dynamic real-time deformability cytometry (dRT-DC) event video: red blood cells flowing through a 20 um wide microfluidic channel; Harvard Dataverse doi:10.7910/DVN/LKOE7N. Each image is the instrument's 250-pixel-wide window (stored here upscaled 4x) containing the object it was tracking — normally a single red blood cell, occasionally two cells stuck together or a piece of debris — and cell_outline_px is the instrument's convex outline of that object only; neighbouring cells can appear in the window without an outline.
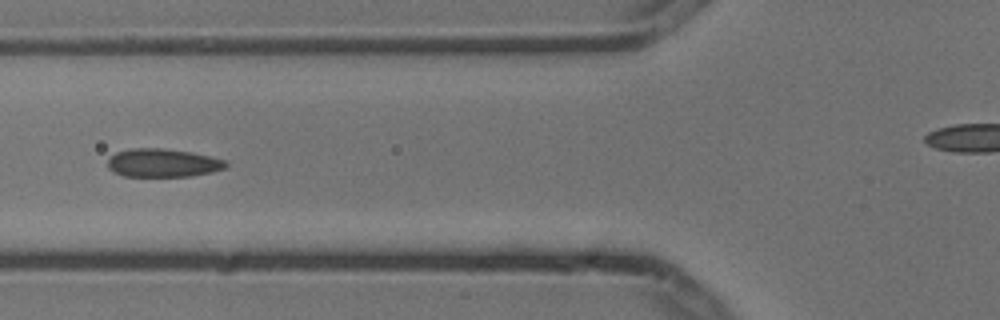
{"species": "common noctule bat (a hibernating species)", "species_latin": "Nyctalus noctula", "temperature_condition": "cold", "stored_images_in_passage": 4, "camera_frame_rate_fps": 3000, "um_per_image_px": 0.085, "animal": {"sex": "male", "body_mass_g": 13.3}, "frame": {"image": 1, "passage_image": 4, "time_ms": 1.0, "image_size_px": [1000, 320], "cell_outline_px": [[228, 164], [224, 168], [212, 172], [192, 176], [124, 176], [112, 172], [108, 168], [108, 160], [116, 152], [132, 148], [164, 148], [192, 152], [228, 160]], "centroid_in_image_um": [13.86, 13.84], "position_along_channel_um": 111.9, "area_um2": 19.65}}